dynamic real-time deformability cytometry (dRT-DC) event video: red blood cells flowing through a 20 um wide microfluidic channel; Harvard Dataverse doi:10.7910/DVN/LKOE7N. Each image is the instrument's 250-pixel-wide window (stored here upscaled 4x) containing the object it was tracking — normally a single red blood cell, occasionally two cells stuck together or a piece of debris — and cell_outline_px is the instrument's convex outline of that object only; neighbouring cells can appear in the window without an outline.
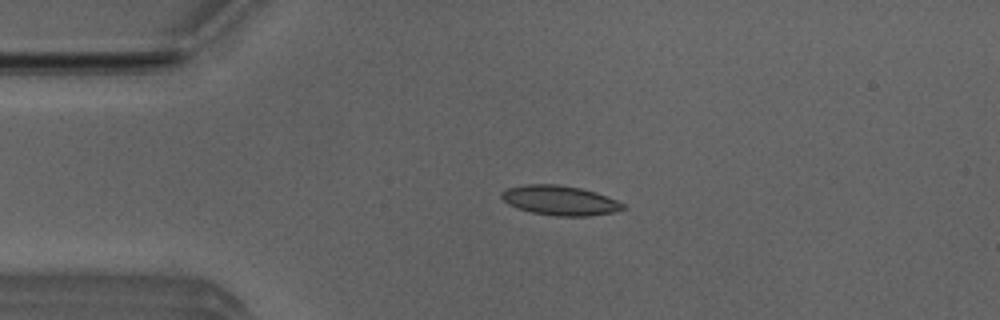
{"species": "Egyptian fruit bat (a non-hibernating species)", "species_latin": "Rousettus aegyptiacus", "temperature_condition": "room temperature", "stored_images_in_passage": 51, "camera_frame_rate_fps": 3000, "um_per_image_px": 0.085, "animal": {"sex": "male"}, "frame": {"image": 1, "passage_image": 11, "time_ms": 3.333, "image_size_px": [1000, 320], "cell_outline_px": [[628, 208], [612, 212], [588, 216], [556, 216], [532, 212], [516, 208], [508, 204], [500, 196], [500, 192], [508, 188], [528, 184], [556, 184], [580, 188], [596, 192], [616, 200], [624, 204]], "centroid_in_image_um": [47.58, 17.03], "position_along_channel_um": 37.4, "area_um2": 20.92}}
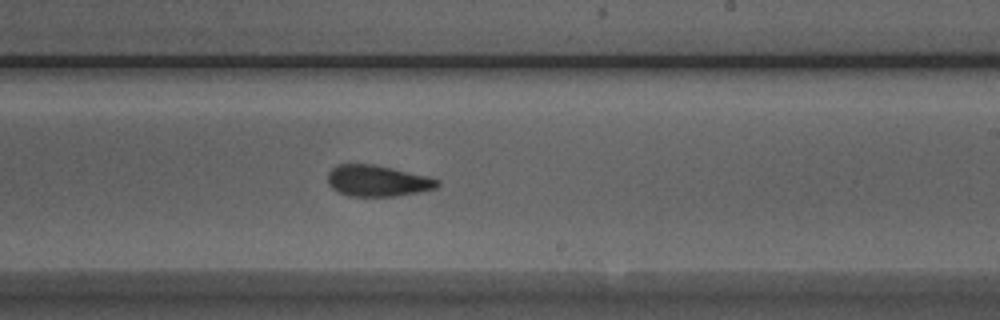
{"frame": {"image": 2, "passage_image": 30, "time_ms": 9.667, "image_size_px": [1000, 320], "cell_outline_px": [[440, 184], [436, 188], [420, 192], [396, 196], [348, 196], [332, 188], [328, 184], [328, 172], [332, 168], [340, 164], [372, 164], [392, 168], [428, 176], [440, 180]], "centroid_in_image_um": [32.1, 15.37], "position_along_channel_um": 256.9, "area_um2": 19.94}}
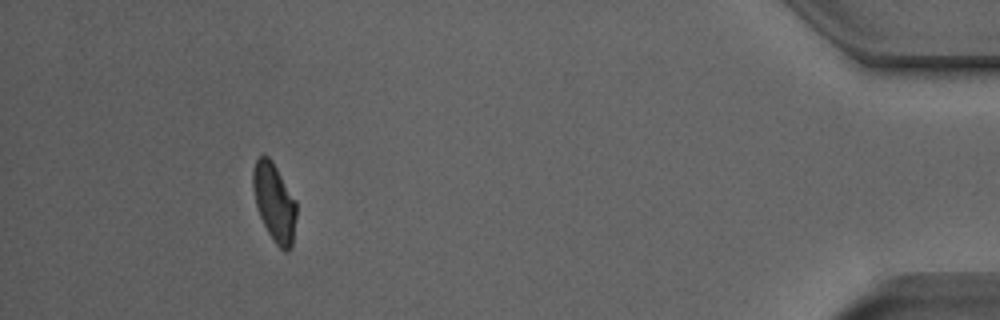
{"frame": {"image": 3, "passage_image": 47, "time_ms": 15.333, "image_size_px": [1000, 320], "cell_outline_px": [[296, 216], [292, 248], [288, 252], [284, 252], [276, 244], [268, 232], [260, 216], [256, 204], [252, 188], [252, 172], [256, 160], [260, 156], [268, 156], [272, 160], [296, 200]], "centroid_in_image_um": [23.33, 17.21], "position_along_channel_um": 411.9, "area_um2": 19.83}, "authors_computed_cell_mechanics": {"area_um2": 20.23, "velocity_mm_per_s": 3.9296, "shape_relaxation_time_tau1_ms": 7.1497, "shape_relaxation_time_tau2_ms": 2.6032, "deformation_change_tau1": 0.1673, "deformation_change_tau2": 0.0956}}